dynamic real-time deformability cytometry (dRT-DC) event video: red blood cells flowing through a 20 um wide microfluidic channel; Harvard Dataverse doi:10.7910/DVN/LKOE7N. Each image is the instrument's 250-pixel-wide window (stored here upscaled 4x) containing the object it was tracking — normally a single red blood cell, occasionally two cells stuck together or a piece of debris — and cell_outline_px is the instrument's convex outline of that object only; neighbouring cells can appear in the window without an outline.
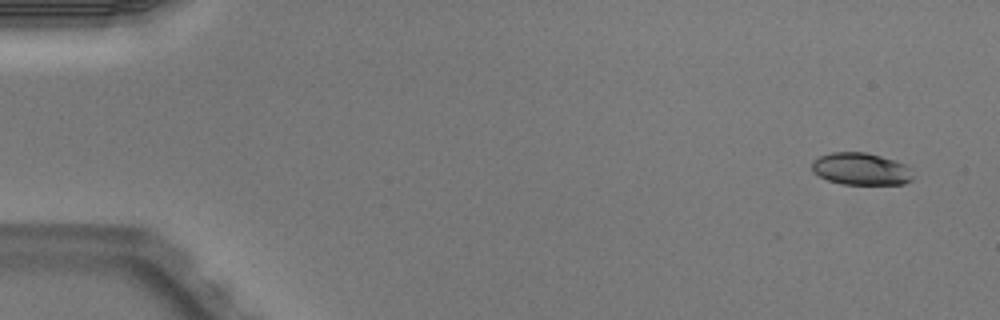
{"species": "Egyptian fruit bat (a non-hibernating species)", "species_latin": "Rousettus aegyptiacus", "temperature_condition": "warm", "stored_images_in_passage": 5, "camera_frame_rate_fps": 3000, "um_per_image_px": 0.085, "animal": {"sex": "male"}, "frame": {"image": 1, "passage_image": 1, "time_ms": 0.0, "image_size_px": [1000, 320], "cell_outline_px": [[912, 180], [904, 184], [840, 184], [828, 180], [812, 172], [812, 160], [820, 156], [832, 152], [864, 152], [896, 160], [904, 164], [908, 168], [912, 176]], "centroid_in_image_um": [73.15, 14.36], "position_along_channel_um": 11.9, "area_um2": 18.9}}